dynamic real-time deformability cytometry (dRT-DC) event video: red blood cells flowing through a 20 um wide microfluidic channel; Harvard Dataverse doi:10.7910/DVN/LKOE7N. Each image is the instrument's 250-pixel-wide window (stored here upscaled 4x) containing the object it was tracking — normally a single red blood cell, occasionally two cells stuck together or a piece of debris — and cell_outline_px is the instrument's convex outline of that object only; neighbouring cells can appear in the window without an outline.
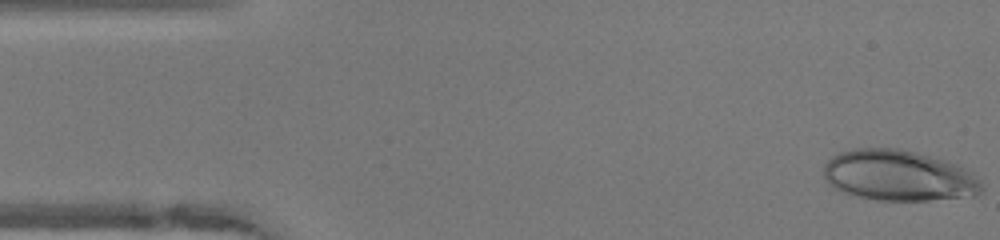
{"species": "human", "species_latin": "Homo sapiens", "temperature_condition": "warm", "stored_images_in_passage": 48, "camera_frame_rate_fps": 3000, "um_per_image_px": 0.085, "donor": {"sex": "female"}, "frame": {"image": 1, "passage_image": 1, "time_ms": 0.0, "image_size_px": [1000, 240], "cell_outline_px": [[984, 188], [976, 196], [928, 200], [876, 200], [852, 196], [840, 192], [832, 188], [828, 184], [824, 176], [824, 164], [832, 156], [840, 152], [852, 148], [900, 148], [916, 152], [944, 160], [956, 164], [972, 172], [980, 180]], "centroid_in_image_um": [76.36, 14.93], "position_along_channel_um": 8.6, "area_um2": 47.28}}
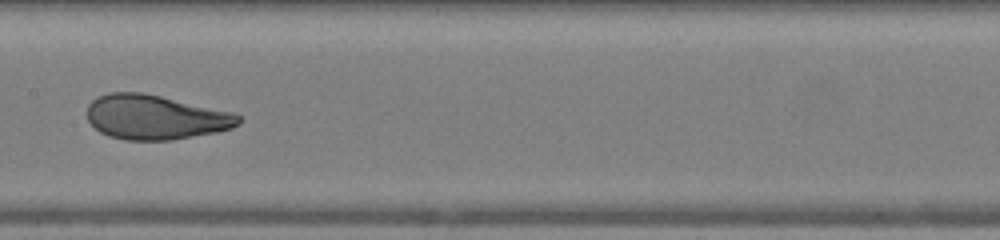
{"frame": {"image": 2, "passage_image": 23, "time_ms": 7.333, "image_size_px": [1000, 240], "cell_outline_px": [[240, 124], [232, 128], [216, 132], [172, 140], [124, 140], [108, 136], [100, 132], [88, 120], [88, 104], [92, 100], [108, 92], [144, 92], [236, 112], [240, 116]], "centroid_in_image_um": [13.24, 9.95], "position_along_channel_um": 194.2, "area_um2": 39.65}}
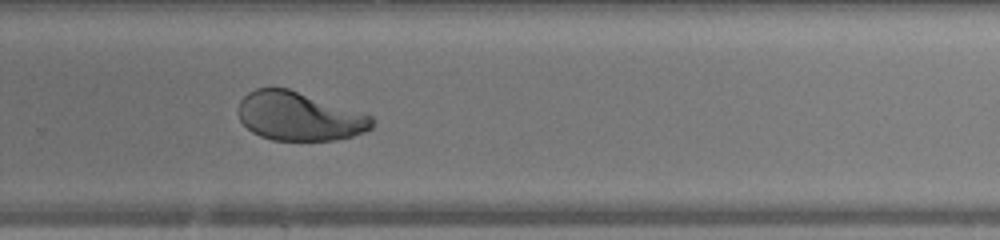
{"frame": {"image": 3, "passage_image": 31, "time_ms": 10.0, "image_size_px": [1000, 240], "cell_outline_px": [[376, 120], [372, 128], [364, 132], [352, 136], [336, 140], [272, 140], [260, 136], [252, 132], [240, 120], [236, 112], [240, 100], [248, 92], [256, 88], [288, 88], [372, 116]], "centroid_in_image_um": [25.41, 9.89], "position_along_channel_um": 304.4, "area_um2": 37.92}, "authors_computed_cell_mechanics": {"area_um2": 41.9339, "velocity_mm_per_s": 4.1556, "shape_relaxation_time_tau1_ms": 8.7956, "shape_relaxation_time_tau2_ms": null, "deformation_change_tau1": 0.2907, "deformation_change_tau2": null}}